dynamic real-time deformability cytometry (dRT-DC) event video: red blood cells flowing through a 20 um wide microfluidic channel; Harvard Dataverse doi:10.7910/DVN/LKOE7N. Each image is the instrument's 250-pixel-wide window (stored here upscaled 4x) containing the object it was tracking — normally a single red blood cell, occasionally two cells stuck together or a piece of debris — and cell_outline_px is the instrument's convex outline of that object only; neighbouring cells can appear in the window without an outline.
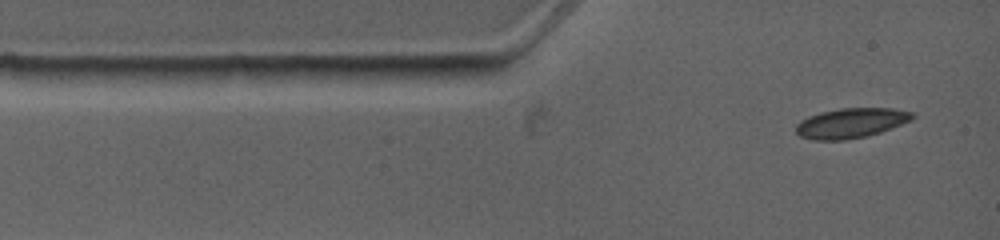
{"species": "common noctule bat (a hibernating species)", "species_latin": "Nyctalus noctula", "temperature_condition": "warm", "stored_images_in_passage": 3, "camera_frame_rate_fps": 4500, "um_per_image_px": 0.085, "animal": {"sex": "female", "body_mass_g": 19.0, "forearm_length_mm": 53.3}, "frame": {"image": 1, "passage_image": 1, "time_ms": 0.0, "image_size_px": [1000, 240], "cell_outline_px": [[916, 116], [912, 120], [880, 132], [868, 136], [844, 140], [812, 140], [800, 136], [796, 132], [796, 124], [800, 120], [808, 116], [820, 112], [840, 108], [892, 108], [912, 112]], "centroid_in_image_um": [72.32, 10.46], "position_along_channel_um": 12.7, "area_um2": 20.4}}
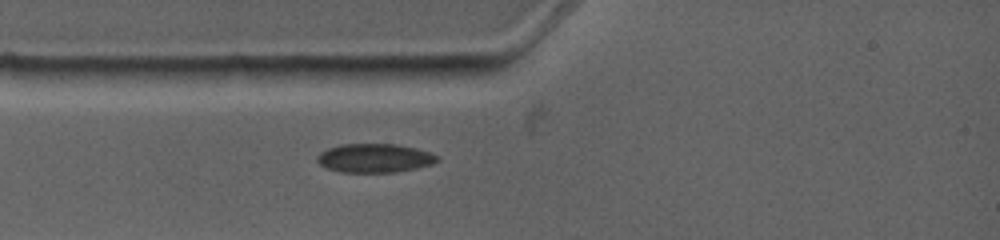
{"frame": {"image": 2, "passage_image": 3, "time_ms": 1.778, "image_size_px": [1000, 240], "cell_outline_px": [[440, 160], [432, 164], [416, 168], [396, 172], [340, 172], [328, 168], [320, 164], [316, 160], [316, 156], [320, 152], [328, 148], [340, 144], [396, 144], [416, 148], [440, 156]], "centroid_in_image_um": [31.84, 13.43], "position_along_channel_um": 53.2, "area_um2": 20.23}}